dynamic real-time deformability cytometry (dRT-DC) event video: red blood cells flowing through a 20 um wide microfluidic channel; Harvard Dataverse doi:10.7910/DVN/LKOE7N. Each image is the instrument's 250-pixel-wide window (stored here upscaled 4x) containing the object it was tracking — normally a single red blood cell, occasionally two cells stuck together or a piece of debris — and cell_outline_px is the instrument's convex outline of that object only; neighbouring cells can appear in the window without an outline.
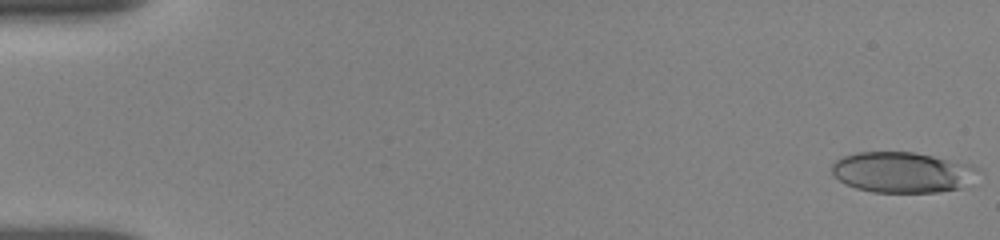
{"species": "human", "species_latin": "Homo sapiens", "temperature_condition": "room temperature", "stored_images_in_passage": 7, "camera_frame_rate_fps": 3000, "um_per_image_px": 0.085, "donor": {"sex": "female"}, "frame": {"image": 1, "passage_image": 1, "time_ms": 0.0, "image_size_px": [1000, 240], "cell_outline_px": [[960, 188], [936, 192], [872, 192], [856, 188], [844, 184], [832, 172], [832, 164], [836, 160], [844, 156], [856, 152], [916, 152], [932, 156], [956, 164]], "centroid_in_image_um": [76.19, 14.65], "position_along_channel_um": 8.8, "area_um2": 31.56}}